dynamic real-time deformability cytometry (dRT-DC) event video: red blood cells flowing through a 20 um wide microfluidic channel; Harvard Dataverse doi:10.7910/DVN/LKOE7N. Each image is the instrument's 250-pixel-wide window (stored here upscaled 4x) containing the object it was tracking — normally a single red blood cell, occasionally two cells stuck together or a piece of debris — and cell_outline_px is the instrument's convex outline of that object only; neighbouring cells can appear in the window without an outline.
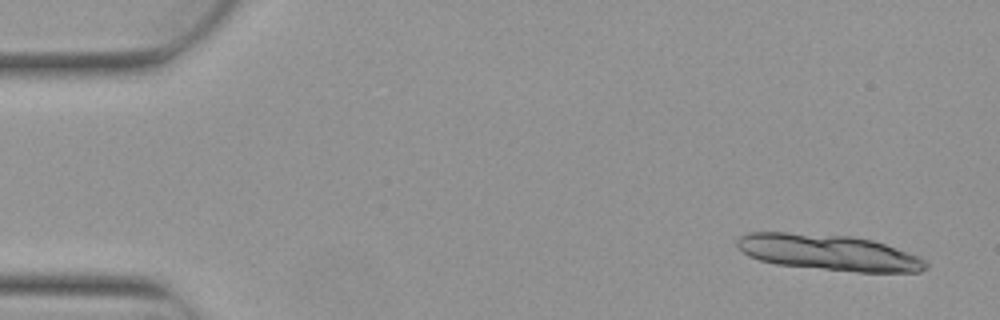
{"species": "Egyptian fruit bat (a non-hibernating species)", "species_latin": "Rousettus aegyptiacus", "temperature_condition": "warm", "stored_images_in_passage": 4, "camera_frame_rate_fps": 3000, "um_per_image_px": 0.085, "animal": {"sex": "female"}, "frame": {"image": 1, "passage_image": 1, "time_ms": 0.0, "image_size_px": [1000, 320], "cell_outline_px": [[928, 268], [920, 272], [856, 272], [776, 264], [760, 260], [748, 256], [736, 244], [736, 240], [740, 236], [748, 232], [788, 232], [852, 236], [872, 240], [896, 248], [916, 256], [924, 260], [928, 264]], "centroid_in_image_um": [70.42, 21.46], "position_along_channel_um": 14.6, "area_um2": 39.36}}